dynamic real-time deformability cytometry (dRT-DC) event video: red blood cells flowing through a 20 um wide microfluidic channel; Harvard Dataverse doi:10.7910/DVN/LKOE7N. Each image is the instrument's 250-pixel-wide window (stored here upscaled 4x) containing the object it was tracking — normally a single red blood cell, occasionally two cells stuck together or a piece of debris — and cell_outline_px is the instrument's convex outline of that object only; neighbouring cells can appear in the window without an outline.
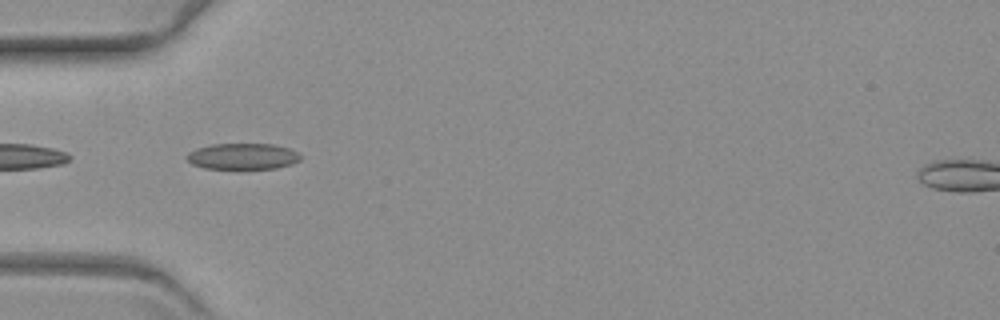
{"species": "common noctule bat (a hibernating species)", "species_latin": "Nyctalus noctula", "temperature_condition": "warm", "stored_images_in_passage": 41, "camera_frame_rate_fps": 3000, "um_per_image_px": 0.085, "animal": {"sex": "female", "body_mass_g": 19.3, "forearm_length_mm": 54.1}, "frame": {"image": 1, "passage_image": 1, "time_ms": 0.0, "image_size_px": [1000, 320], "cell_outline_px": [[300, 160], [292, 164], [276, 168], [240, 172], [204, 168], [192, 164], [184, 156], [188, 152], [196, 148], [212, 144], [272, 144], [288, 148], [296, 152], [300, 156]], "centroid_in_image_um": [20.58, 13.34], "position_along_channel_um": 64.4, "area_um2": 18.21}}
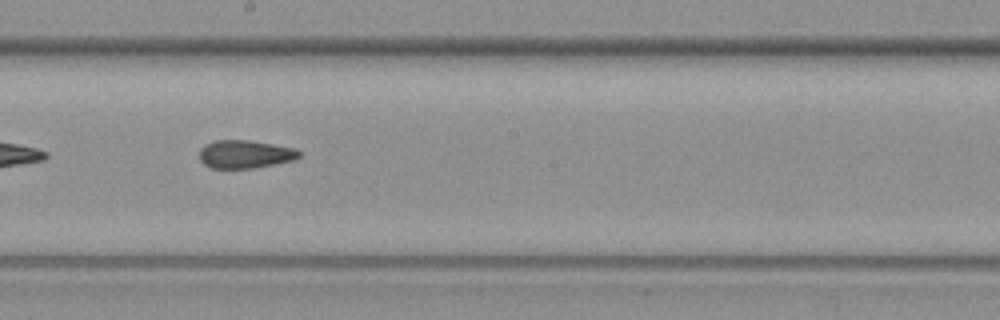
{"frame": {"image": 2, "passage_image": 15, "time_ms": 4.667, "image_size_px": [1000, 320], "cell_outline_px": [[300, 156], [292, 160], [252, 168], [212, 168], [204, 164], [200, 160], [200, 148], [204, 144], [216, 140], [248, 140], [296, 148], [300, 152]], "centroid_in_image_um": [20.8, 13.09], "position_along_channel_um": 227.4, "area_um2": 16.18}}
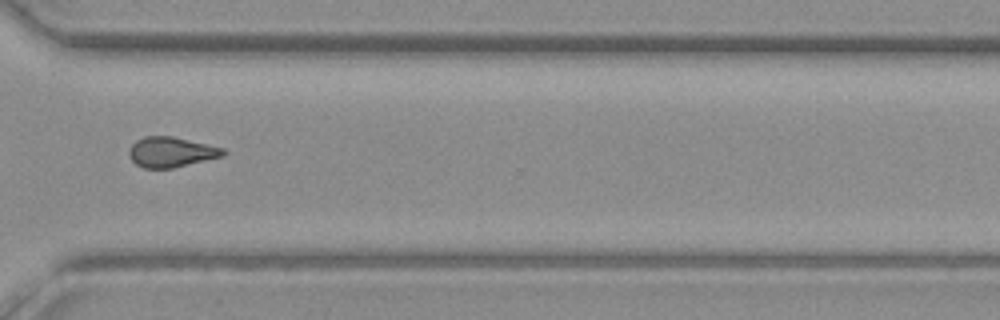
{"frame": {"image": 3, "passage_image": 26, "time_ms": 8.333, "image_size_px": [1000, 320], "cell_outline_px": [[228, 152], [224, 156], [172, 168], [144, 168], [136, 164], [128, 156], [128, 152], [132, 144], [136, 140], [144, 136], [172, 136], [224, 148]], "centroid_in_image_um": [14.55, 12.92], "position_along_channel_um": 356.0, "area_um2": 16.59}}